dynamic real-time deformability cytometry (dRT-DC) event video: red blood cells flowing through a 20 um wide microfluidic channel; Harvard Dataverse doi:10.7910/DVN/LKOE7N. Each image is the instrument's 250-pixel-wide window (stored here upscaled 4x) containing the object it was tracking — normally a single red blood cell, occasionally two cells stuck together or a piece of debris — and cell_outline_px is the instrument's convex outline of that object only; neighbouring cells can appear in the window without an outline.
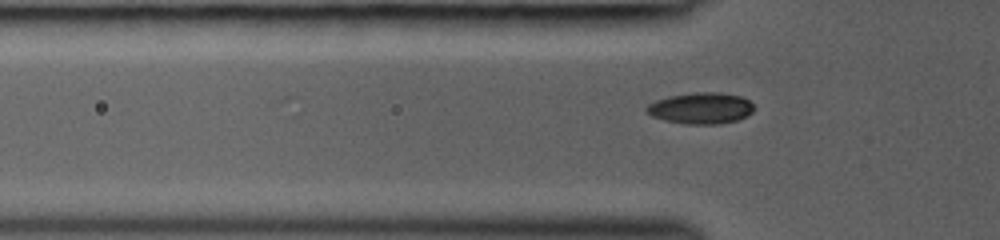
{"species": "common noctule bat (a hibernating species)", "species_latin": "Nyctalus noctula", "temperature_condition": "room temperature", "stored_images_in_passage": 9, "camera_frame_rate_fps": 3000, "um_per_image_px": 0.085, "animal": {"sex": "female", "body_mass_g": 19.0, "forearm_length_mm": 53.3}, "frame": {"image": 1, "passage_image": 9, "time_ms": 2.667, "image_size_px": [1000, 240], "cell_outline_px": [[756, 108], [748, 116], [736, 120], [720, 124], [684, 124], [664, 120], [652, 116], [644, 112], [644, 108], [648, 104], [656, 100], [668, 96], [696, 92], [720, 92], [740, 96], [748, 100]], "centroid_in_image_um": [59.56, 9.2], "position_along_channel_um": 66.2, "area_um2": 19.83}}